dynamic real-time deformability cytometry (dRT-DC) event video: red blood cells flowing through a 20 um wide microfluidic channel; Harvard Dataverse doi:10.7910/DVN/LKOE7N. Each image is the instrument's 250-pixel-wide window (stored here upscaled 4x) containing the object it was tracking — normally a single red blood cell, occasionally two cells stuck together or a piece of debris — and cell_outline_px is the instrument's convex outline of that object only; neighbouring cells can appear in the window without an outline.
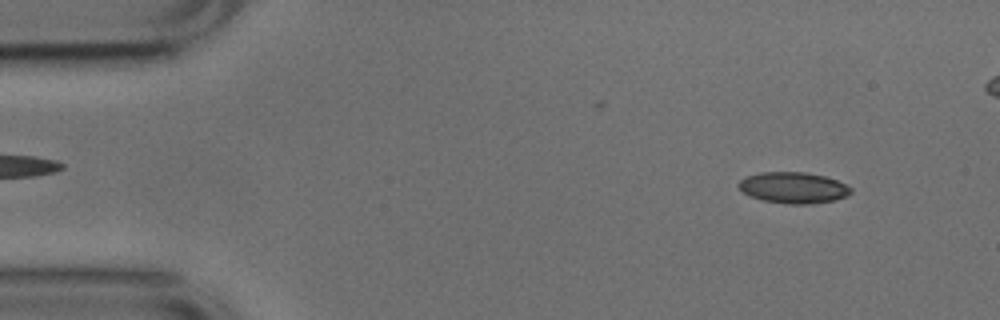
{"species": "common noctule bat (a hibernating species)", "species_latin": "Nyctalus noctula", "temperature_condition": "cold", "stored_images_in_passage": 40, "camera_frame_rate_fps": 3000, "um_per_image_px": 0.085, "animal": {"sex": "male", "body_mass_g": 17.9, "forearm_length_mm": 54.2}, "frame": {"image": 1, "passage_image": 4, "time_ms": 1.0, "image_size_px": [1000, 320], "cell_outline_px": [[852, 192], [848, 196], [836, 200], [812, 204], [788, 204], [764, 200], [752, 196], [744, 192], [740, 188], [740, 180], [744, 176], [760, 172], [804, 172], [824, 176], [836, 180], [852, 188]], "centroid_in_image_um": [67.47, 15.95], "position_along_channel_um": 17.5, "area_um2": 20.29}}
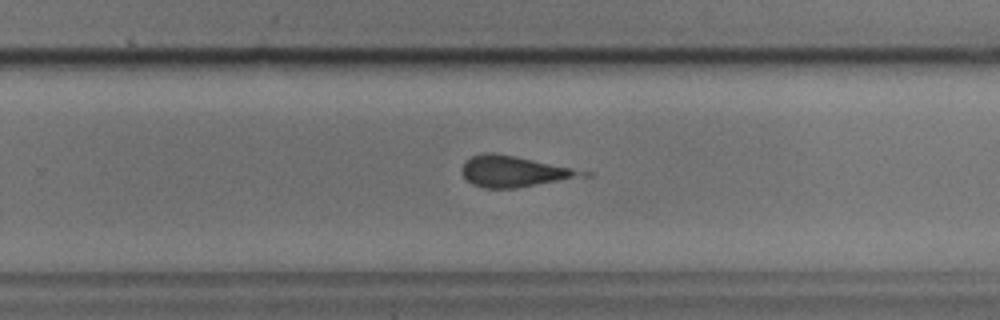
{"frame": {"image": 2, "passage_image": 32, "time_ms": 10.333, "image_size_px": [1000, 320], "cell_outline_px": [[592, 176], [516, 188], [484, 188], [472, 184], [460, 172], [460, 168], [472, 156], [484, 152], [492, 152], [516, 156], [592, 172]], "centroid_in_image_um": [43.77, 14.58], "position_along_channel_um": 286.0, "area_um2": 22.02}}
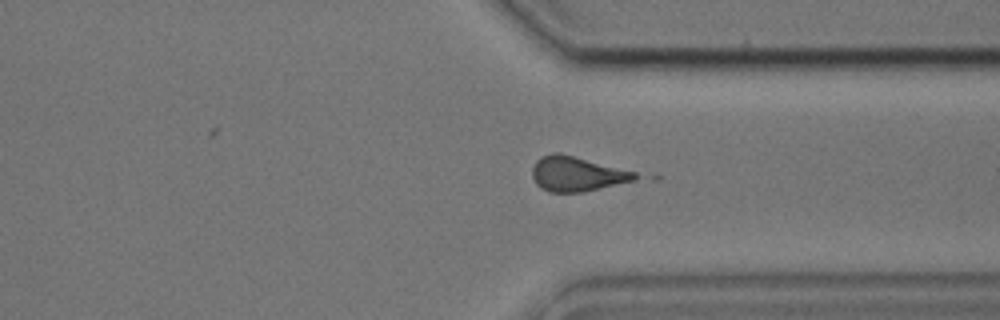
{"frame": {"image": 3, "passage_image": 38, "time_ms": 12.333, "image_size_px": [1000, 320], "cell_outline_px": [[660, 180], [584, 192], [548, 192], [540, 188], [536, 184], [532, 176], [532, 168], [536, 160], [540, 156], [552, 152], [560, 152], [660, 176]], "centroid_in_image_um": [49.53, 14.81], "position_along_channel_um": 361.9, "area_um2": 23.7}}